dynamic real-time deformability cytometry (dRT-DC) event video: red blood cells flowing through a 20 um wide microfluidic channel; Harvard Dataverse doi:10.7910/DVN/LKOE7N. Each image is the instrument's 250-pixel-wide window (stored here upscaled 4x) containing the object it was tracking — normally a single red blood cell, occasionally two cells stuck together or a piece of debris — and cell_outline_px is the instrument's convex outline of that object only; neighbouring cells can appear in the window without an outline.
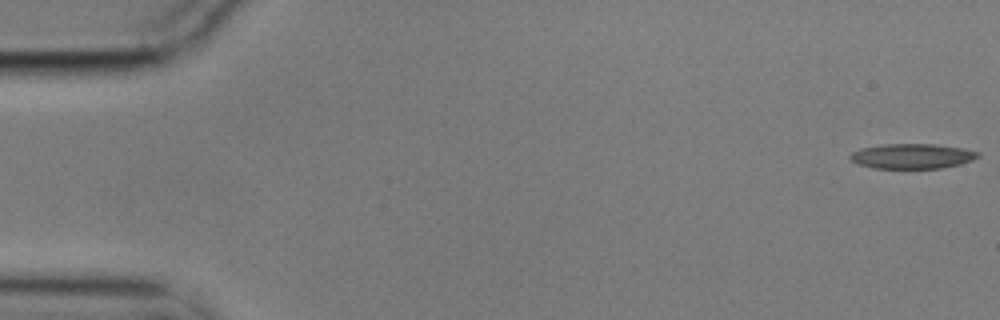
{"species": "common noctule bat (a hibernating species)", "species_latin": "Nyctalus noctula", "temperature_condition": "cold", "stored_images_in_passage": 52, "camera_frame_rate_fps": 3000, "um_per_image_px": 0.085, "animal": {"sex": "male", "body_mass_g": 17.9}, "frame": {"image": 1, "passage_image": 1, "time_ms": 0.0, "image_size_px": [1000, 320], "cell_outline_px": [[980, 156], [972, 160], [960, 164], [940, 168], [872, 168], [860, 164], [852, 160], [848, 156], [852, 152], [860, 148], [884, 144], [932, 144], [964, 148], [980, 152]], "centroid_in_image_um": [77.55, 13.27], "position_along_channel_um": 7.5, "area_um2": 18.55}}
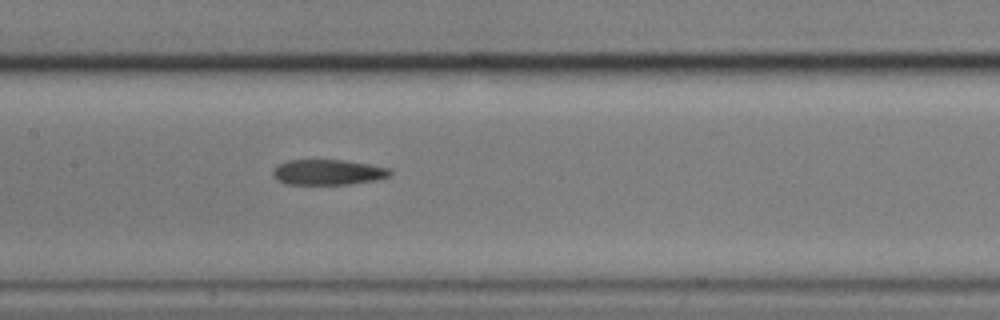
{"frame": {"image": 2, "passage_image": 27, "time_ms": 8.667, "image_size_px": [1000, 320], "cell_outline_px": [[392, 176], [376, 180], [352, 184], [284, 184], [276, 180], [272, 176], [272, 172], [276, 164], [288, 160], [344, 160], [392, 168]], "centroid_in_image_um": [27.88, 14.64], "position_along_channel_um": 179.5, "area_um2": 17.69}}
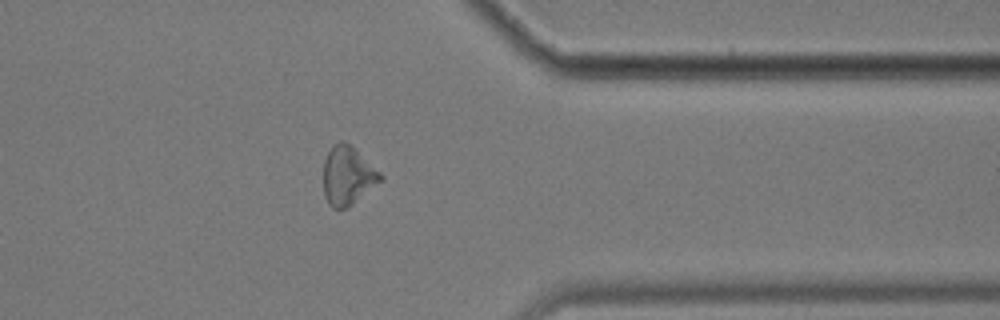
{"frame": {"image": 3, "passage_image": 45, "time_ms": 14.667, "image_size_px": [1000, 320], "cell_outline_px": [[384, 180], [348, 208], [332, 208], [328, 204], [324, 196], [324, 160], [332, 144], [340, 140], [348, 144], [380, 172], [384, 176]], "centroid_in_image_um": [29.56, 14.97], "position_along_channel_um": 381.8, "area_um2": 19.48}, "authors_computed_cell_mechanics": {"area_um2": 18.6983, "velocity_mm_per_s": 3.5454, "shape_relaxation_time_tau1_ms": null, "shape_relaxation_time_tau2_ms": 10.5027, "deformation_change_tau1": null, "deformation_change_tau2": 0.2404}}